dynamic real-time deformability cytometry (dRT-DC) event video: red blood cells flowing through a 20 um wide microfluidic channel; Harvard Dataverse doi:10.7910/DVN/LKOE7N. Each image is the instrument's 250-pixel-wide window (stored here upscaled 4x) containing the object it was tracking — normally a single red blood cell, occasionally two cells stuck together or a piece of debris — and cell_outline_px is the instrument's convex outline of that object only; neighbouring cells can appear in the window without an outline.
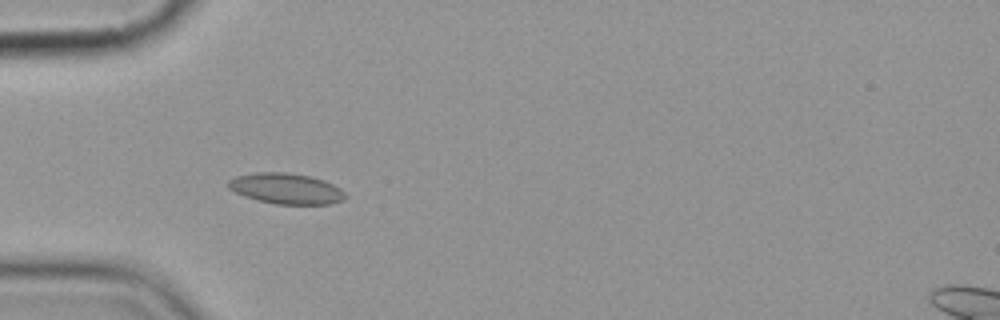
{"species": "common noctule bat (a hibernating species)", "species_latin": "Nyctalus noctula", "temperature_condition": "cold", "stored_images_in_passage": 5, "camera_frame_rate_fps": 3000, "um_per_image_px": 0.085, "animal": {"sex": "female", "body_mass_g": 19.9}, "frame": {"image": 1, "passage_image": 5, "time_ms": 4.667, "image_size_px": [1000, 320], "cell_outline_px": [[348, 196], [344, 200], [328, 204], [276, 204], [256, 200], [244, 196], [228, 188], [228, 180], [236, 176], [256, 172], [284, 172], [312, 176], [324, 180], [340, 188]], "centroid_in_image_um": [24.33, 16.03], "position_along_channel_um": 60.7, "area_um2": 21.04}}